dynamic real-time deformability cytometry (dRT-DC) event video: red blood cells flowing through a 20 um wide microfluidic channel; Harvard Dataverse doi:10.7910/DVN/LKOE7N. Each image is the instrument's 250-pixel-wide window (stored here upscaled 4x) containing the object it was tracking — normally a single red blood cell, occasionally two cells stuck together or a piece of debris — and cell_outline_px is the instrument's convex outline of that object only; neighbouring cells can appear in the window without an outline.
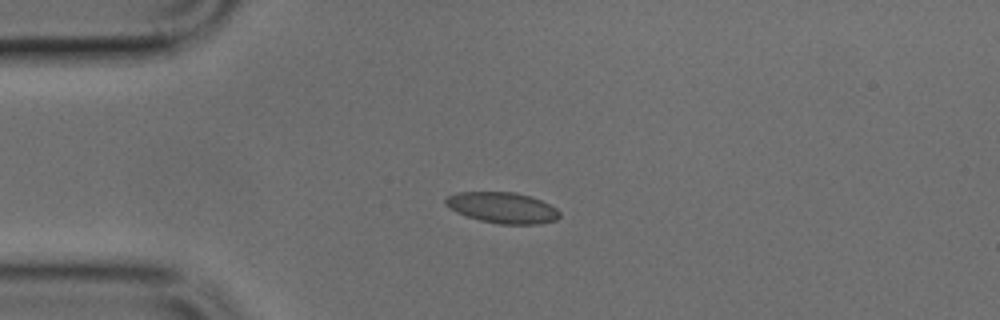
{"species": "common noctule bat (a hibernating species)", "species_latin": "Nyctalus noctula", "temperature_condition": "cold", "stored_images_in_passage": 2, "camera_frame_rate_fps": 3000, "um_per_image_px": 0.085, "animal": {"sex": "male", "body_mass_g": 17.9, "forearm_length_mm": 54.2}, "frame": {"image": 1, "passage_image": 2, "time_ms": 0.333, "image_size_px": [1000, 320], "cell_outline_px": [[560, 216], [556, 220], [540, 224], [500, 224], [480, 220], [456, 212], [444, 204], [444, 200], [448, 196], [456, 192], [516, 192], [532, 196], [556, 208], [560, 212]], "centroid_in_image_um": [42.71, 17.65], "position_along_channel_um": 42.3, "area_um2": 20.58}}